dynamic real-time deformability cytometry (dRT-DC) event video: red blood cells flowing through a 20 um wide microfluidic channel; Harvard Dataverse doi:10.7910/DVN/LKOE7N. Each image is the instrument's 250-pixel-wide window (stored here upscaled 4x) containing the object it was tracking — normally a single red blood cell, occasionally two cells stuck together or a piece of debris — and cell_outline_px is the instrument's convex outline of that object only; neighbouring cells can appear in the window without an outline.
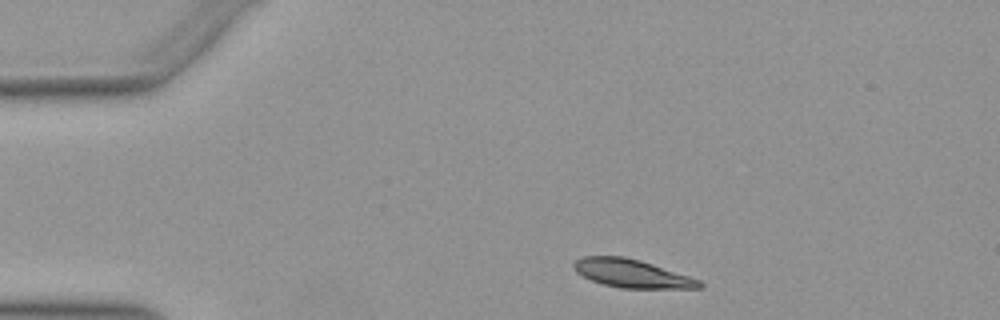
{"species": "Egyptian fruit bat (a non-hibernating species)", "species_latin": "Rousettus aegyptiacus", "temperature_condition": "warm", "stored_images_in_passage": 34, "camera_frame_rate_fps": 3000, "um_per_image_px": 0.085, "animal": {"sex": "female"}, "frame": {"image": 1, "passage_image": 1, "time_ms": 0.0, "image_size_px": [1000, 320], "cell_outline_px": [[704, 284], [700, 288], [620, 288], [604, 284], [592, 280], [576, 272], [572, 268], [572, 264], [580, 256], [624, 256], [640, 260], [700, 280]], "centroid_in_image_um": [53.66, 23.24], "position_along_channel_um": 31.3, "area_um2": 20.52}}
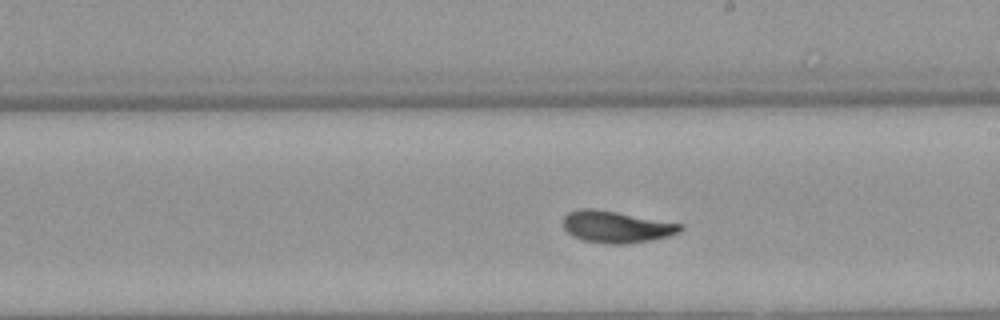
{"frame": {"image": 2, "passage_image": 21, "time_ms": 6.667, "image_size_px": [1000, 320], "cell_outline_px": [[684, 228], [680, 232], [668, 236], [652, 240], [624, 244], [604, 244], [584, 240], [572, 236], [564, 228], [564, 216], [568, 212], [580, 208], [592, 208], [616, 212], [684, 224]], "centroid_in_image_um": [52.4, 19.28], "position_along_channel_um": 236.6, "area_um2": 21.73}}
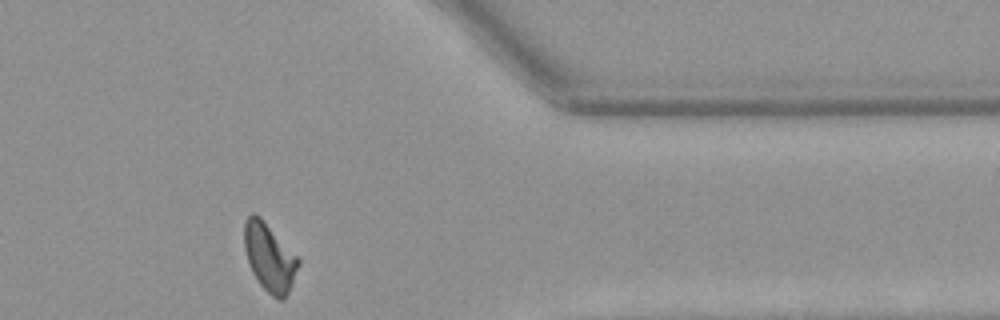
{"frame": {"image": 3, "passage_image": 34, "time_ms": 11.0, "image_size_px": [1000, 320], "cell_outline_px": [[300, 264], [292, 284], [284, 300], [276, 300], [260, 284], [252, 272], [244, 248], [244, 220], [252, 212], [256, 212], [260, 216], [300, 260]], "centroid_in_image_um": [22.89, 21.87], "position_along_channel_um": 388.5, "area_um2": 21.33}, "authors_computed_cell_mechanics": {"area_um2": 21.386, "velocity_mm_per_s": 3.9152, "shape_relaxation_time_tau1_ms": 5.7731, "shape_relaxation_time_tau2_ms": 1.4095, "deformation_change_tau1": 0.1663, "deformation_change_tau2": 0.0584}}